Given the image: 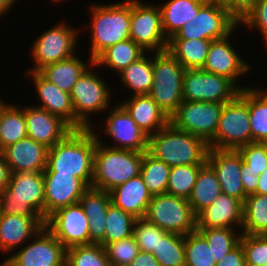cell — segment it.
I'll return each mask as SVG.
<instances>
[{
  "instance_id": "obj_1",
  "label": "cell",
  "mask_w": 267,
  "mask_h": 266,
  "mask_svg": "<svg viewBox=\"0 0 267 266\" xmlns=\"http://www.w3.org/2000/svg\"><path fill=\"white\" fill-rule=\"evenodd\" d=\"M96 137L91 128L72 130L63 140L49 148L43 174H73L88 187L94 176Z\"/></svg>"
},
{
  "instance_id": "obj_2",
  "label": "cell",
  "mask_w": 267,
  "mask_h": 266,
  "mask_svg": "<svg viewBox=\"0 0 267 266\" xmlns=\"http://www.w3.org/2000/svg\"><path fill=\"white\" fill-rule=\"evenodd\" d=\"M209 144L171 123L149 136L148 152L170 167L207 163Z\"/></svg>"
},
{
  "instance_id": "obj_3",
  "label": "cell",
  "mask_w": 267,
  "mask_h": 266,
  "mask_svg": "<svg viewBox=\"0 0 267 266\" xmlns=\"http://www.w3.org/2000/svg\"><path fill=\"white\" fill-rule=\"evenodd\" d=\"M0 213L45 220L43 172L11 173L8 186L0 193Z\"/></svg>"
},
{
  "instance_id": "obj_4",
  "label": "cell",
  "mask_w": 267,
  "mask_h": 266,
  "mask_svg": "<svg viewBox=\"0 0 267 266\" xmlns=\"http://www.w3.org/2000/svg\"><path fill=\"white\" fill-rule=\"evenodd\" d=\"M90 9V55L94 60L111 45L130 38L131 0L92 4Z\"/></svg>"
},
{
  "instance_id": "obj_5",
  "label": "cell",
  "mask_w": 267,
  "mask_h": 266,
  "mask_svg": "<svg viewBox=\"0 0 267 266\" xmlns=\"http://www.w3.org/2000/svg\"><path fill=\"white\" fill-rule=\"evenodd\" d=\"M143 153L116 149L96 139L93 188L110 192L141 172Z\"/></svg>"
},
{
  "instance_id": "obj_6",
  "label": "cell",
  "mask_w": 267,
  "mask_h": 266,
  "mask_svg": "<svg viewBox=\"0 0 267 266\" xmlns=\"http://www.w3.org/2000/svg\"><path fill=\"white\" fill-rule=\"evenodd\" d=\"M185 68L167 51L153 52V84L149 96L170 118L183 102Z\"/></svg>"
},
{
  "instance_id": "obj_7",
  "label": "cell",
  "mask_w": 267,
  "mask_h": 266,
  "mask_svg": "<svg viewBox=\"0 0 267 266\" xmlns=\"http://www.w3.org/2000/svg\"><path fill=\"white\" fill-rule=\"evenodd\" d=\"M247 87L222 107L214 138L208 143L210 149H232L252 143Z\"/></svg>"
},
{
  "instance_id": "obj_8",
  "label": "cell",
  "mask_w": 267,
  "mask_h": 266,
  "mask_svg": "<svg viewBox=\"0 0 267 266\" xmlns=\"http://www.w3.org/2000/svg\"><path fill=\"white\" fill-rule=\"evenodd\" d=\"M93 68L98 67L92 63L78 78L70 93L74 115L86 128L94 125L90 116L112 107V89Z\"/></svg>"
},
{
  "instance_id": "obj_9",
  "label": "cell",
  "mask_w": 267,
  "mask_h": 266,
  "mask_svg": "<svg viewBox=\"0 0 267 266\" xmlns=\"http://www.w3.org/2000/svg\"><path fill=\"white\" fill-rule=\"evenodd\" d=\"M57 22L47 31H44L32 42V48L28 50L33 66L26 71L38 72L43 67L66 60L76 55L77 40L79 39L80 28H74L64 21ZM78 29V30H77Z\"/></svg>"
},
{
  "instance_id": "obj_10",
  "label": "cell",
  "mask_w": 267,
  "mask_h": 266,
  "mask_svg": "<svg viewBox=\"0 0 267 266\" xmlns=\"http://www.w3.org/2000/svg\"><path fill=\"white\" fill-rule=\"evenodd\" d=\"M240 26L239 20L221 3L208 0L191 21L170 39L218 40Z\"/></svg>"
},
{
  "instance_id": "obj_11",
  "label": "cell",
  "mask_w": 267,
  "mask_h": 266,
  "mask_svg": "<svg viewBox=\"0 0 267 266\" xmlns=\"http://www.w3.org/2000/svg\"><path fill=\"white\" fill-rule=\"evenodd\" d=\"M144 218L167 233L185 236L197 229V217L189 201L168 193L152 196Z\"/></svg>"
},
{
  "instance_id": "obj_12",
  "label": "cell",
  "mask_w": 267,
  "mask_h": 266,
  "mask_svg": "<svg viewBox=\"0 0 267 266\" xmlns=\"http://www.w3.org/2000/svg\"><path fill=\"white\" fill-rule=\"evenodd\" d=\"M229 78L203 69H185L183 77V101H202L226 104L240 92Z\"/></svg>"
},
{
  "instance_id": "obj_13",
  "label": "cell",
  "mask_w": 267,
  "mask_h": 266,
  "mask_svg": "<svg viewBox=\"0 0 267 266\" xmlns=\"http://www.w3.org/2000/svg\"><path fill=\"white\" fill-rule=\"evenodd\" d=\"M155 5L131 0L130 39L146 52L165 51L168 45L162 28L161 11L158 4Z\"/></svg>"
},
{
  "instance_id": "obj_14",
  "label": "cell",
  "mask_w": 267,
  "mask_h": 266,
  "mask_svg": "<svg viewBox=\"0 0 267 266\" xmlns=\"http://www.w3.org/2000/svg\"><path fill=\"white\" fill-rule=\"evenodd\" d=\"M0 266H66V248L44 226Z\"/></svg>"
},
{
  "instance_id": "obj_15",
  "label": "cell",
  "mask_w": 267,
  "mask_h": 266,
  "mask_svg": "<svg viewBox=\"0 0 267 266\" xmlns=\"http://www.w3.org/2000/svg\"><path fill=\"white\" fill-rule=\"evenodd\" d=\"M224 104L202 101H183L170 117V123L209 143L215 136Z\"/></svg>"
},
{
  "instance_id": "obj_16",
  "label": "cell",
  "mask_w": 267,
  "mask_h": 266,
  "mask_svg": "<svg viewBox=\"0 0 267 266\" xmlns=\"http://www.w3.org/2000/svg\"><path fill=\"white\" fill-rule=\"evenodd\" d=\"M108 109L110 111L107 118L103 120L104 135H107L113 141L104 143L102 135L91 127L98 142L116 149L132 150L140 153L148 151L149 136L135 123L128 112L120 105L116 104ZM111 145V146H110Z\"/></svg>"
},
{
  "instance_id": "obj_17",
  "label": "cell",
  "mask_w": 267,
  "mask_h": 266,
  "mask_svg": "<svg viewBox=\"0 0 267 266\" xmlns=\"http://www.w3.org/2000/svg\"><path fill=\"white\" fill-rule=\"evenodd\" d=\"M88 226V218L80 203L58 209L45 221V227L66 249L90 244Z\"/></svg>"
},
{
  "instance_id": "obj_18",
  "label": "cell",
  "mask_w": 267,
  "mask_h": 266,
  "mask_svg": "<svg viewBox=\"0 0 267 266\" xmlns=\"http://www.w3.org/2000/svg\"><path fill=\"white\" fill-rule=\"evenodd\" d=\"M235 32L234 30L224 38L212 40L202 69L208 73L225 76L240 89H245L244 85L242 87L238 84V79L240 80V77L249 74L252 67L246 60L244 61V58H241L242 56L234 49L235 46L231 44V36Z\"/></svg>"
},
{
  "instance_id": "obj_19",
  "label": "cell",
  "mask_w": 267,
  "mask_h": 266,
  "mask_svg": "<svg viewBox=\"0 0 267 266\" xmlns=\"http://www.w3.org/2000/svg\"><path fill=\"white\" fill-rule=\"evenodd\" d=\"M25 75L30 76L34 82L35 91L40 100L39 108L45 109L52 115L60 117L73 130L85 129L86 127L75 117L74 107L70 93L61 90L55 84L50 83L38 72L26 71Z\"/></svg>"
},
{
  "instance_id": "obj_20",
  "label": "cell",
  "mask_w": 267,
  "mask_h": 266,
  "mask_svg": "<svg viewBox=\"0 0 267 266\" xmlns=\"http://www.w3.org/2000/svg\"><path fill=\"white\" fill-rule=\"evenodd\" d=\"M45 192V221L60 208L79 203L89 188L73 174H43Z\"/></svg>"
},
{
  "instance_id": "obj_21",
  "label": "cell",
  "mask_w": 267,
  "mask_h": 266,
  "mask_svg": "<svg viewBox=\"0 0 267 266\" xmlns=\"http://www.w3.org/2000/svg\"><path fill=\"white\" fill-rule=\"evenodd\" d=\"M207 163L215 171L222 193L244 203L247 194L241 182V155L238 150L209 149Z\"/></svg>"
},
{
  "instance_id": "obj_22",
  "label": "cell",
  "mask_w": 267,
  "mask_h": 266,
  "mask_svg": "<svg viewBox=\"0 0 267 266\" xmlns=\"http://www.w3.org/2000/svg\"><path fill=\"white\" fill-rule=\"evenodd\" d=\"M24 107L27 134L48 148L63 140L73 129L60 117L34 105Z\"/></svg>"
},
{
  "instance_id": "obj_23",
  "label": "cell",
  "mask_w": 267,
  "mask_h": 266,
  "mask_svg": "<svg viewBox=\"0 0 267 266\" xmlns=\"http://www.w3.org/2000/svg\"><path fill=\"white\" fill-rule=\"evenodd\" d=\"M49 148L26 137L4 148L2 153L11 173L43 172L47 167Z\"/></svg>"
},
{
  "instance_id": "obj_24",
  "label": "cell",
  "mask_w": 267,
  "mask_h": 266,
  "mask_svg": "<svg viewBox=\"0 0 267 266\" xmlns=\"http://www.w3.org/2000/svg\"><path fill=\"white\" fill-rule=\"evenodd\" d=\"M197 228H234L241 232L243 203L232 196L221 193L214 202L197 216Z\"/></svg>"
},
{
  "instance_id": "obj_25",
  "label": "cell",
  "mask_w": 267,
  "mask_h": 266,
  "mask_svg": "<svg viewBox=\"0 0 267 266\" xmlns=\"http://www.w3.org/2000/svg\"><path fill=\"white\" fill-rule=\"evenodd\" d=\"M43 218H23L0 213V252L10 255L19 246L31 240L43 227Z\"/></svg>"
},
{
  "instance_id": "obj_26",
  "label": "cell",
  "mask_w": 267,
  "mask_h": 266,
  "mask_svg": "<svg viewBox=\"0 0 267 266\" xmlns=\"http://www.w3.org/2000/svg\"><path fill=\"white\" fill-rule=\"evenodd\" d=\"M119 104L148 136L170 123V118L148 94L131 95L130 99Z\"/></svg>"
},
{
  "instance_id": "obj_27",
  "label": "cell",
  "mask_w": 267,
  "mask_h": 266,
  "mask_svg": "<svg viewBox=\"0 0 267 266\" xmlns=\"http://www.w3.org/2000/svg\"><path fill=\"white\" fill-rule=\"evenodd\" d=\"M110 196L111 203L136 219L144 218L152 199L140 174L112 189Z\"/></svg>"
},
{
  "instance_id": "obj_28",
  "label": "cell",
  "mask_w": 267,
  "mask_h": 266,
  "mask_svg": "<svg viewBox=\"0 0 267 266\" xmlns=\"http://www.w3.org/2000/svg\"><path fill=\"white\" fill-rule=\"evenodd\" d=\"M79 203L88 218L90 244L104 247L106 214L111 203L110 192L89 187Z\"/></svg>"
},
{
  "instance_id": "obj_29",
  "label": "cell",
  "mask_w": 267,
  "mask_h": 266,
  "mask_svg": "<svg viewBox=\"0 0 267 266\" xmlns=\"http://www.w3.org/2000/svg\"><path fill=\"white\" fill-rule=\"evenodd\" d=\"M208 0H168L159 4L163 32L167 39L174 36L187 22L197 16Z\"/></svg>"
},
{
  "instance_id": "obj_30",
  "label": "cell",
  "mask_w": 267,
  "mask_h": 266,
  "mask_svg": "<svg viewBox=\"0 0 267 266\" xmlns=\"http://www.w3.org/2000/svg\"><path fill=\"white\" fill-rule=\"evenodd\" d=\"M87 60L86 63L79 58V55H74L69 59L43 67L38 73L61 90L71 93L78 78L93 63L91 58Z\"/></svg>"
},
{
  "instance_id": "obj_31",
  "label": "cell",
  "mask_w": 267,
  "mask_h": 266,
  "mask_svg": "<svg viewBox=\"0 0 267 266\" xmlns=\"http://www.w3.org/2000/svg\"><path fill=\"white\" fill-rule=\"evenodd\" d=\"M145 53L146 51L128 38L106 48L93 60V63L100 69L105 67L109 71L113 69L116 73H120Z\"/></svg>"
},
{
  "instance_id": "obj_32",
  "label": "cell",
  "mask_w": 267,
  "mask_h": 266,
  "mask_svg": "<svg viewBox=\"0 0 267 266\" xmlns=\"http://www.w3.org/2000/svg\"><path fill=\"white\" fill-rule=\"evenodd\" d=\"M211 42L207 39H168L167 51L185 69H202Z\"/></svg>"
},
{
  "instance_id": "obj_33",
  "label": "cell",
  "mask_w": 267,
  "mask_h": 266,
  "mask_svg": "<svg viewBox=\"0 0 267 266\" xmlns=\"http://www.w3.org/2000/svg\"><path fill=\"white\" fill-rule=\"evenodd\" d=\"M221 193V186L215 171L208 163H205L199 170L188 199L194 214L197 216L202 210L210 206Z\"/></svg>"
},
{
  "instance_id": "obj_34",
  "label": "cell",
  "mask_w": 267,
  "mask_h": 266,
  "mask_svg": "<svg viewBox=\"0 0 267 266\" xmlns=\"http://www.w3.org/2000/svg\"><path fill=\"white\" fill-rule=\"evenodd\" d=\"M147 54V55H146ZM146 52L141 58L131 63L127 68L122 70L118 75L121 79L122 86L133 91L131 95L149 94L153 84V52L151 58Z\"/></svg>"
},
{
  "instance_id": "obj_35",
  "label": "cell",
  "mask_w": 267,
  "mask_h": 266,
  "mask_svg": "<svg viewBox=\"0 0 267 266\" xmlns=\"http://www.w3.org/2000/svg\"><path fill=\"white\" fill-rule=\"evenodd\" d=\"M21 107L8 102L0 109V151L28 137L24 107Z\"/></svg>"
},
{
  "instance_id": "obj_36",
  "label": "cell",
  "mask_w": 267,
  "mask_h": 266,
  "mask_svg": "<svg viewBox=\"0 0 267 266\" xmlns=\"http://www.w3.org/2000/svg\"><path fill=\"white\" fill-rule=\"evenodd\" d=\"M252 143H267V87H247Z\"/></svg>"
},
{
  "instance_id": "obj_37",
  "label": "cell",
  "mask_w": 267,
  "mask_h": 266,
  "mask_svg": "<svg viewBox=\"0 0 267 266\" xmlns=\"http://www.w3.org/2000/svg\"><path fill=\"white\" fill-rule=\"evenodd\" d=\"M242 234L267 235V194L247 195L243 203Z\"/></svg>"
},
{
  "instance_id": "obj_38",
  "label": "cell",
  "mask_w": 267,
  "mask_h": 266,
  "mask_svg": "<svg viewBox=\"0 0 267 266\" xmlns=\"http://www.w3.org/2000/svg\"><path fill=\"white\" fill-rule=\"evenodd\" d=\"M171 167L148 151L143 153L140 175L151 195L166 193Z\"/></svg>"
},
{
  "instance_id": "obj_39",
  "label": "cell",
  "mask_w": 267,
  "mask_h": 266,
  "mask_svg": "<svg viewBox=\"0 0 267 266\" xmlns=\"http://www.w3.org/2000/svg\"><path fill=\"white\" fill-rule=\"evenodd\" d=\"M208 242L212 256L216 263L234 249L239 243L242 232L239 229L224 228H197L196 229ZM238 230V231H237Z\"/></svg>"
},
{
  "instance_id": "obj_40",
  "label": "cell",
  "mask_w": 267,
  "mask_h": 266,
  "mask_svg": "<svg viewBox=\"0 0 267 266\" xmlns=\"http://www.w3.org/2000/svg\"><path fill=\"white\" fill-rule=\"evenodd\" d=\"M152 255L160 266H185V236L166 233L159 239Z\"/></svg>"
},
{
  "instance_id": "obj_41",
  "label": "cell",
  "mask_w": 267,
  "mask_h": 266,
  "mask_svg": "<svg viewBox=\"0 0 267 266\" xmlns=\"http://www.w3.org/2000/svg\"><path fill=\"white\" fill-rule=\"evenodd\" d=\"M136 220L131 214L110 203L106 214L104 246L132 236Z\"/></svg>"
},
{
  "instance_id": "obj_42",
  "label": "cell",
  "mask_w": 267,
  "mask_h": 266,
  "mask_svg": "<svg viewBox=\"0 0 267 266\" xmlns=\"http://www.w3.org/2000/svg\"><path fill=\"white\" fill-rule=\"evenodd\" d=\"M204 164L171 167L166 193L189 199L200 168Z\"/></svg>"
},
{
  "instance_id": "obj_43",
  "label": "cell",
  "mask_w": 267,
  "mask_h": 266,
  "mask_svg": "<svg viewBox=\"0 0 267 266\" xmlns=\"http://www.w3.org/2000/svg\"><path fill=\"white\" fill-rule=\"evenodd\" d=\"M66 266H112L100 244L76 245L66 250Z\"/></svg>"
},
{
  "instance_id": "obj_44",
  "label": "cell",
  "mask_w": 267,
  "mask_h": 266,
  "mask_svg": "<svg viewBox=\"0 0 267 266\" xmlns=\"http://www.w3.org/2000/svg\"><path fill=\"white\" fill-rule=\"evenodd\" d=\"M206 239L196 230L185 235V266H216Z\"/></svg>"
},
{
  "instance_id": "obj_45",
  "label": "cell",
  "mask_w": 267,
  "mask_h": 266,
  "mask_svg": "<svg viewBox=\"0 0 267 266\" xmlns=\"http://www.w3.org/2000/svg\"><path fill=\"white\" fill-rule=\"evenodd\" d=\"M112 266H128L140 252L134 235L104 246Z\"/></svg>"
},
{
  "instance_id": "obj_46",
  "label": "cell",
  "mask_w": 267,
  "mask_h": 266,
  "mask_svg": "<svg viewBox=\"0 0 267 266\" xmlns=\"http://www.w3.org/2000/svg\"><path fill=\"white\" fill-rule=\"evenodd\" d=\"M167 232L161 227L148 222L145 218H139L134 223L133 235L140 251L152 253Z\"/></svg>"
},
{
  "instance_id": "obj_47",
  "label": "cell",
  "mask_w": 267,
  "mask_h": 266,
  "mask_svg": "<svg viewBox=\"0 0 267 266\" xmlns=\"http://www.w3.org/2000/svg\"><path fill=\"white\" fill-rule=\"evenodd\" d=\"M240 243L244 251L246 266L267 264V235L242 234Z\"/></svg>"
},
{
  "instance_id": "obj_48",
  "label": "cell",
  "mask_w": 267,
  "mask_h": 266,
  "mask_svg": "<svg viewBox=\"0 0 267 266\" xmlns=\"http://www.w3.org/2000/svg\"><path fill=\"white\" fill-rule=\"evenodd\" d=\"M237 150L250 170L258 174L265 171L267 168V143L253 142L243 145Z\"/></svg>"
},
{
  "instance_id": "obj_49",
  "label": "cell",
  "mask_w": 267,
  "mask_h": 266,
  "mask_svg": "<svg viewBox=\"0 0 267 266\" xmlns=\"http://www.w3.org/2000/svg\"><path fill=\"white\" fill-rule=\"evenodd\" d=\"M239 24L250 31L261 33V38L267 46V0H258L249 12L239 21Z\"/></svg>"
},
{
  "instance_id": "obj_50",
  "label": "cell",
  "mask_w": 267,
  "mask_h": 266,
  "mask_svg": "<svg viewBox=\"0 0 267 266\" xmlns=\"http://www.w3.org/2000/svg\"><path fill=\"white\" fill-rule=\"evenodd\" d=\"M241 182L243 185V188L245 190V193L247 195L254 194L257 190L258 185V178L260 174L253 172L250 170V167L243 162L242 156H241Z\"/></svg>"
},
{
  "instance_id": "obj_51",
  "label": "cell",
  "mask_w": 267,
  "mask_h": 266,
  "mask_svg": "<svg viewBox=\"0 0 267 266\" xmlns=\"http://www.w3.org/2000/svg\"><path fill=\"white\" fill-rule=\"evenodd\" d=\"M258 0H227L223 5L240 21Z\"/></svg>"
},
{
  "instance_id": "obj_52",
  "label": "cell",
  "mask_w": 267,
  "mask_h": 266,
  "mask_svg": "<svg viewBox=\"0 0 267 266\" xmlns=\"http://www.w3.org/2000/svg\"><path fill=\"white\" fill-rule=\"evenodd\" d=\"M216 266H246L245 255L241 243H239L229 253L224 255Z\"/></svg>"
},
{
  "instance_id": "obj_53",
  "label": "cell",
  "mask_w": 267,
  "mask_h": 266,
  "mask_svg": "<svg viewBox=\"0 0 267 266\" xmlns=\"http://www.w3.org/2000/svg\"><path fill=\"white\" fill-rule=\"evenodd\" d=\"M128 266H160L152 253L140 251Z\"/></svg>"
},
{
  "instance_id": "obj_54",
  "label": "cell",
  "mask_w": 267,
  "mask_h": 266,
  "mask_svg": "<svg viewBox=\"0 0 267 266\" xmlns=\"http://www.w3.org/2000/svg\"><path fill=\"white\" fill-rule=\"evenodd\" d=\"M10 169L4 158L2 151H0V193L8 186L10 179Z\"/></svg>"
},
{
  "instance_id": "obj_55",
  "label": "cell",
  "mask_w": 267,
  "mask_h": 266,
  "mask_svg": "<svg viewBox=\"0 0 267 266\" xmlns=\"http://www.w3.org/2000/svg\"><path fill=\"white\" fill-rule=\"evenodd\" d=\"M258 180L259 182H258L257 190L255 193L266 195L267 194V168L262 174H260Z\"/></svg>"
},
{
  "instance_id": "obj_56",
  "label": "cell",
  "mask_w": 267,
  "mask_h": 266,
  "mask_svg": "<svg viewBox=\"0 0 267 266\" xmlns=\"http://www.w3.org/2000/svg\"><path fill=\"white\" fill-rule=\"evenodd\" d=\"M18 0H0V19L7 15Z\"/></svg>"
},
{
  "instance_id": "obj_57",
  "label": "cell",
  "mask_w": 267,
  "mask_h": 266,
  "mask_svg": "<svg viewBox=\"0 0 267 266\" xmlns=\"http://www.w3.org/2000/svg\"><path fill=\"white\" fill-rule=\"evenodd\" d=\"M52 2H54L55 4L56 3H64L65 1H68V0H51Z\"/></svg>"
},
{
  "instance_id": "obj_58",
  "label": "cell",
  "mask_w": 267,
  "mask_h": 266,
  "mask_svg": "<svg viewBox=\"0 0 267 266\" xmlns=\"http://www.w3.org/2000/svg\"><path fill=\"white\" fill-rule=\"evenodd\" d=\"M211 1H216L218 3L224 4L227 0H211Z\"/></svg>"
},
{
  "instance_id": "obj_59",
  "label": "cell",
  "mask_w": 267,
  "mask_h": 266,
  "mask_svg": "<svg viewBox=\"0 0 267 266\" xmlns=\"http://www.w3.org/2000/svg\"><path fill=\"white\" fill-rule=\"evenodd\" d=\"M4 103H5V101L2 100L1 97H0V109H1V107L4 105Z\"/></svg>"
}]
</instances>
